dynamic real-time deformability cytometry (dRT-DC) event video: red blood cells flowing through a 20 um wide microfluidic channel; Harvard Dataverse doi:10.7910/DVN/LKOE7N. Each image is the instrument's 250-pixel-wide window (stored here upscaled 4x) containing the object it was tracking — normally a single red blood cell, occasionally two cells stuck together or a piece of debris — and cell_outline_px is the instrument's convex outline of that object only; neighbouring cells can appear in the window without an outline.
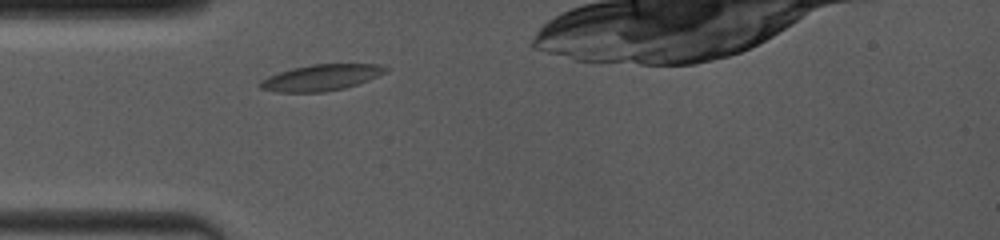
{"species": "common noctule bat (a hibernating species)", "species_latin": "Nyctalus noctula", "temperature_condition": "room temperature", "stored_images_in_passage": 1, "camera_frame_rate_fps": 4000, "um_per_image_px": 0.085, "animal": {"sex": "female", "body_mass_g": 19.0, "forearm_length_mm": 53.3}, "frame": {"image": 1, "passage_image": 1, "time_ms": 0.0, "image_size_px": [1000, 240], "cell_outline_px": [[388, 68], [384, 72], [368, 80], [344, 88], [324, 92], [276, 92], [260, 88], [260, 80], [268, 76], [292, 68], [312, 64], [376, 64]], "centroid_in_image_um": [27.25, 6.59], "position_along_channel_um": 57.8, "area_um2": 18.84}}